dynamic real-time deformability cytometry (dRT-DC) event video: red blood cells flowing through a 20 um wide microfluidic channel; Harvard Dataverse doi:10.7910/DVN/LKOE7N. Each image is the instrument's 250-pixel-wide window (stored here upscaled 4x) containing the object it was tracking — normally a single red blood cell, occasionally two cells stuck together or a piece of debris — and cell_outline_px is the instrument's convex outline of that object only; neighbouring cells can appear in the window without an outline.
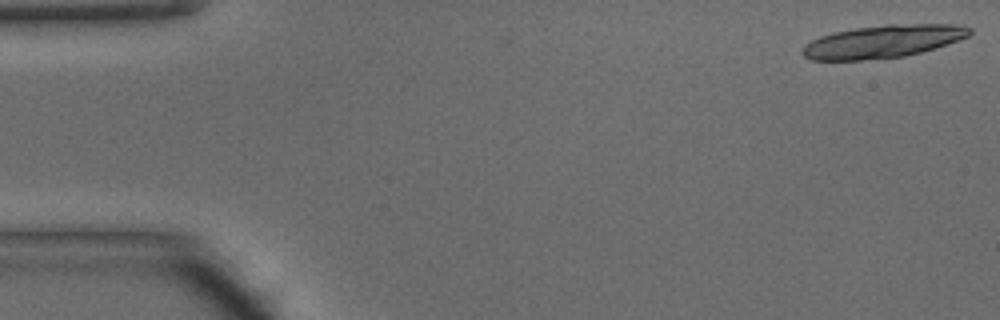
{"species": "common noctule bat (a hibernating species)", "species_latin": "Nyctalus noctula", "temperature_condition": "warm", "stored_images_in_passage": 15, "camera_frame_rate_fps": 3000, "um_per_image_px": 0.085, "animal": {"sex": "male", "body_mass_g": 15.6}, "frame": {"image": 1, "passage_image": 1, "time_ms": 0.0, "image_size_px": [1000, 320], "cell_outline_px": [[972, 32], [968, 36], [936, 48], [904, 56], [860, 60], [812, 60], [804, 56], [800, 52], [804, 44], [820, 36], [836, 32], [856, 28], [888, 24], [956, 24], [972, 28]], "centroid_in_image_um": [75.04, 3.52], "position_along_channel_um": 10.0, "area_um2": 31.79}}